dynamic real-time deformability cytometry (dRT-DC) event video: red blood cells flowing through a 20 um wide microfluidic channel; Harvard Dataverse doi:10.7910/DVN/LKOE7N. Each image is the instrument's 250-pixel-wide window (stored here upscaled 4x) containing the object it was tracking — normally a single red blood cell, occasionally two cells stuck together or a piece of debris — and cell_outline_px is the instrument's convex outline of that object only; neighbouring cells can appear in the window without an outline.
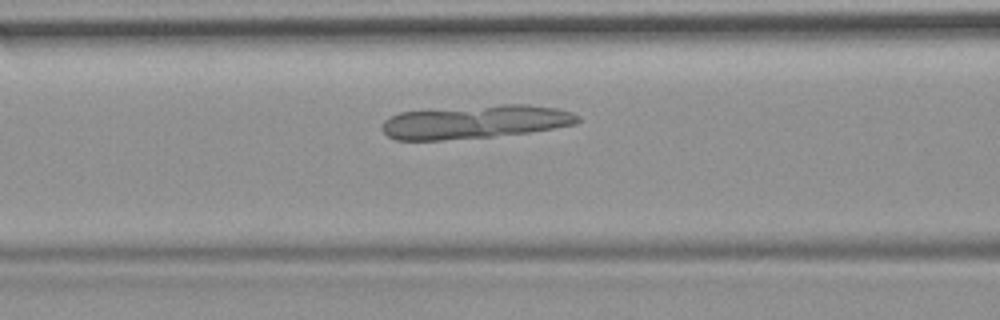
{"species": "common noctule bat (a hibernating species)", "species_latin": "Nyctalus noctula", "temperature_condition": "room temperature", "stored_images_in_passage": 46, "camera_frame_rate_fps": 3000, "um_per_image_px": 0.085, "animal": {"sex": "female", "body_mass_g": 19.9}, "frame": {"image": 1, "passage_image": 14, "time_ms": 4.333, "image_size_px": [1000, 320], "cell_outline_px": [[580, 120], [576, 124], [528, 132], [492, 136], [440, 140], [396, 140], [388, 136], [384, 132], [384, 120], [400, 112], [500, 104], [528, 104], [556, 108], [572, 112], [580, 116]], "centroid_in_image_um": [40.43, 10.35], "position_along_channel_um": 126.2, "area_um2": 37.74}}